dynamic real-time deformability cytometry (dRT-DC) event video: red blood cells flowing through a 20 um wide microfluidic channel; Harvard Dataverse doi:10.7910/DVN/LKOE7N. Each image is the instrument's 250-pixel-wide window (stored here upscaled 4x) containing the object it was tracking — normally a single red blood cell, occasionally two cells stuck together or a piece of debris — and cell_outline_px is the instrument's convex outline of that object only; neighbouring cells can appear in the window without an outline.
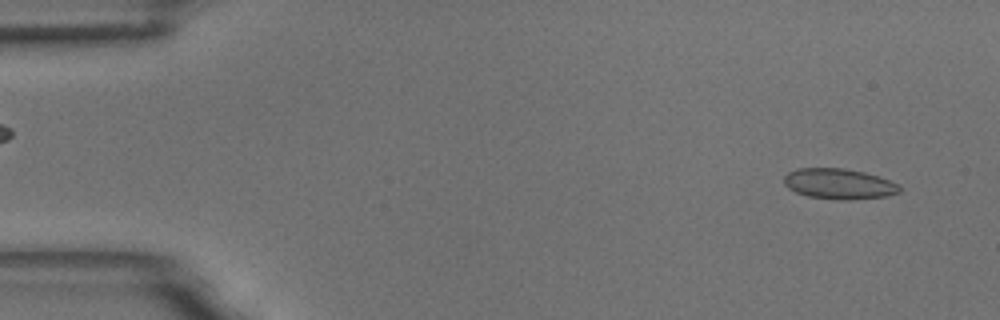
{"species": "common noctule bat (a hibernating species)", "species_latin": "Nyctalus noctula", "temperature_condition": "room temperature", "stored_images_in_passage": 53, "camera_frame_rate_fps": 3000, "um_per_image_px": 0.085, "animal": {"sex": "male", "body_mass_g": 18.8}, "frame": {"image": 1, "passage_image": 3, "time_ms": 0.667, "image_size_px": [1000, 320], "cell_outline_px": [[900, 192], [888, 196], [852, 200], [836, 200], [808, 196], [796, 192], [788, 188], [784, 184], [784, 176], [788, 172], [796, 168], [844, 168], [864, 172], [900, 184]], "centroid_in_image_um": [71.31, 15.63], "position_along_channel_um": 13.7, "area_um2": 20.69}}
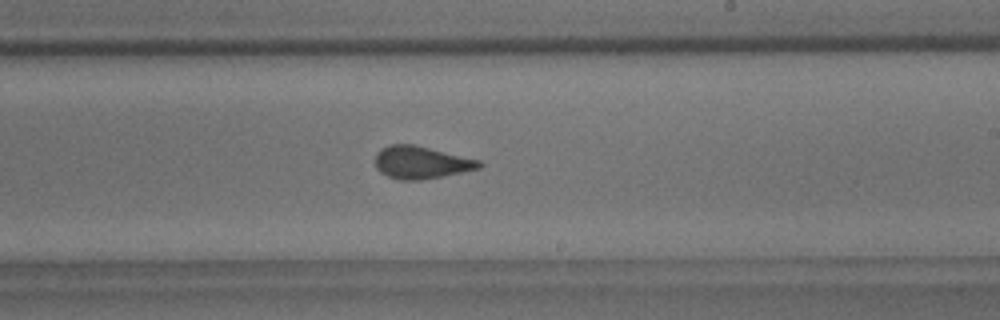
{"frame": {"image": 2, "passage_image": 32, "time_ms": 10.333, "image_size_px": [1000, 320], "cell_outline_px": [[484, 164], [480, 168], [420, 180], [400, 180], [388, 176], [380, 172], [376, 168], [376, 152], [380, 148], [388, 144], [416, 144], [480, 160]], "centroid_in_image_um": [35.78, 13.78], "position_along_channel_um": 253.2, "area_um2": 19.77}}
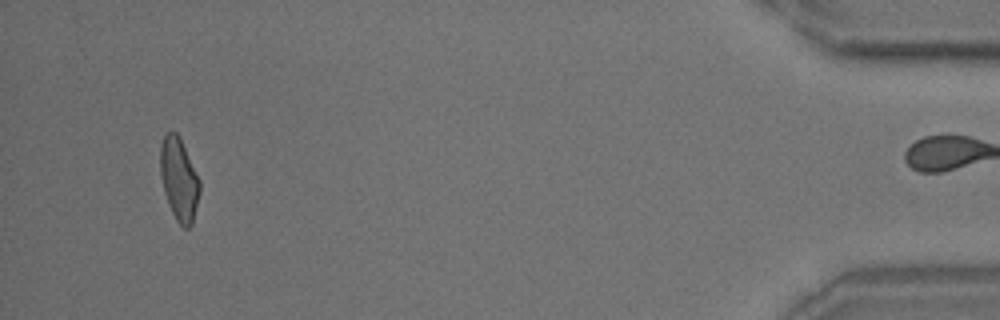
{"frame": {"image": 3, "passage_image": 52, "time_ms": 17.0, "image_size_px": [1000, 320], "cell_outline_px": [[200, 192], [192, 224], [188, 228], [184, 228], [176, 220], [168, 204], [164, 192], [160, 176], [160, 148], [164, 136], [168, 132], [176, 132], [180, 136], [200, 180]], "centroid_in_image_um": [15.22, 15.23], "position_along_channel_um": 420.0, "area_um2": 19.07}, "authors_computed_cell_mechanics": {"area_um2": 19.8254, "velocity_mm_per_s": 3.6358, "shape_relaxation_time_tau1_ms": 5.2087, "shape_relaxation_time_tau2_ms": null, "deformation_change_tau1": 0.1212, "deformation_change_tau2": null}}